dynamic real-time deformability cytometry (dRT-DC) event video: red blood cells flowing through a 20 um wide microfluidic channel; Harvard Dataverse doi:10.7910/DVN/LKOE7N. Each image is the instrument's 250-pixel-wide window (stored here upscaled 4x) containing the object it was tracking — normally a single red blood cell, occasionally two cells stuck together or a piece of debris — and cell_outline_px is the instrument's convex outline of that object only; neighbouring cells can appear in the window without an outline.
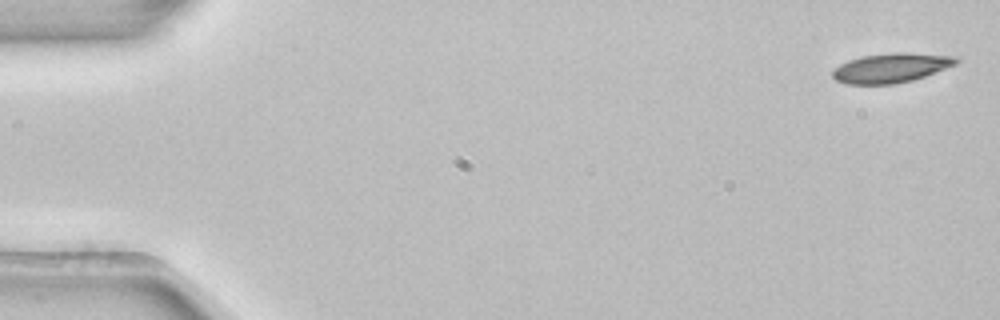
{"species": "common noctule bat (a hibernating species)", "species_latin": "Nyctalus noctula", "temperature_condition": "room temperature", "stored_images_in_passage": 3, "camera_frame_rate_fps": 3000, "um_per_image_px": 0.085, "animal": {"sex": "female", "body_mass_g": 22.7, "forearm_length_mm": 54.2}, "frame": {"image": 1, "passage_image": 1, "time_ms": 0.0, "image_size_px": [1000, 320], "cell_outline_px": [[960, 60], [956, 64], [924, 76], [912, 80], [896, 84], [848, 84], [836, 80], [832, 76], [832, 68], [848, 60], [864, 56], [892, 52], [904, 52], [956, 56]], "centroid_in_image_um": [75.72, 5.76], "position_along_channel_um": 9.3, "area_um2": 21.21}}
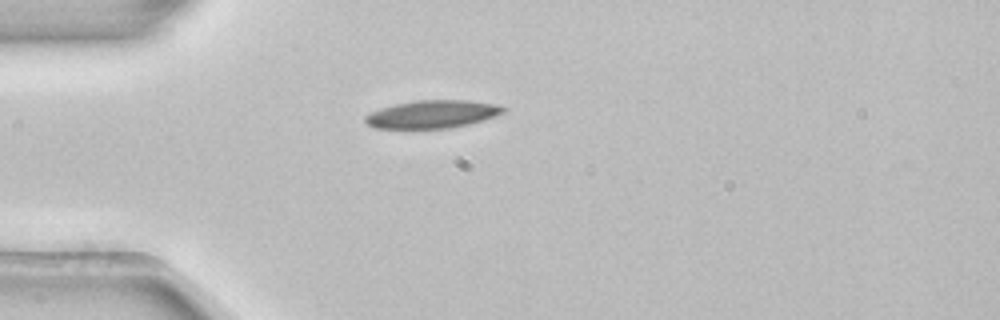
{"frame": {"image": 2, "passage_image": 3, "time_ms": 0.667, "image_size_px": [1000, 320], "cell_outline_px": [[508, 108], [504, 112], [484, 120], [468, 124], [448, 128], [376, 128], [368, 124], [364, 120], [364, 116], [368, 112], [380, 108], [396, 104], [420, 100], [468, 100], [496, 104]], "centroid_in_image_um": [36.75, 9.7], "position_along_channel_um": 48.3, "area_um2": 22.37}}